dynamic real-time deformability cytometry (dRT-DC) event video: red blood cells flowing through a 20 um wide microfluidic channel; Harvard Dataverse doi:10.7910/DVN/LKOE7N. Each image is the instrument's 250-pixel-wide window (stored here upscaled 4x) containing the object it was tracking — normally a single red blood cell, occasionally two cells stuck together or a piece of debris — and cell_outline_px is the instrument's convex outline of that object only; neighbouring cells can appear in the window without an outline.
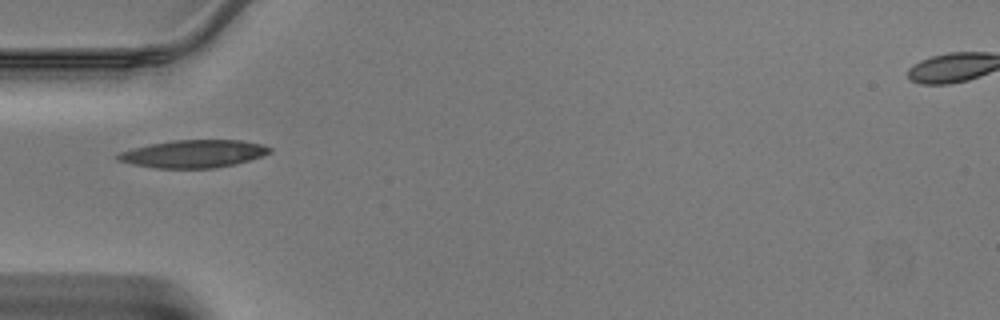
{"species": "Egyptian fruit bat (a non-hibernating species)", "species_latin": "Rousettus aegyptiacus", "temperature_condition": "warm", "stored_images_in_passage": 28, "camera_frame_rate_fps": 3000, "um_per_image_px": 0.085, "animal": {"sex": "male"}, "frame": {"image": 1, "passage_image": 1, "time_ms": 0.0, "image_size_px": [1000, 320], "cell_outline_px": [[272, 152], [236, 164], [216, 168], [156, 168], [132, 164], [116, 160], [116, 156], [120, 152], [132, 148], [152, 144], [176, 140], [240, 140], [260, 144], [272, 148]], "centroid_in_image_um": [16.44, 13.08], "position_along_channel_um": 68.6, "area_um2": 24.33}}
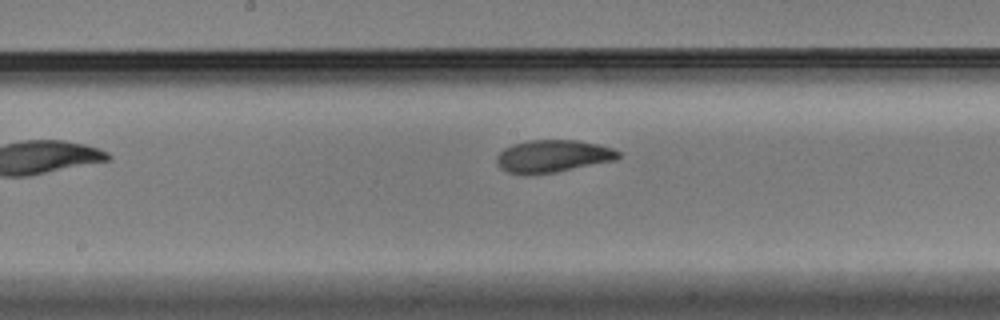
{"frame": {"image": 2, "passage_image": 10, "time_ms": 3.0, "image_size_px": [1000, 320], "cell_outline_px": [[620, 156], [616, 160], [556, 172], [524, 176], [508, 172], [500, 168], [496, 164], [496, 156], [504, 148], [512, 144], [528, 140], [576, 140], [600, 144], [612, 148], [620, 152]], "centroid_in_image_um": [46.96, 13.28], "position_along_channel_um": 201.2, "area_um2": 23.35}}
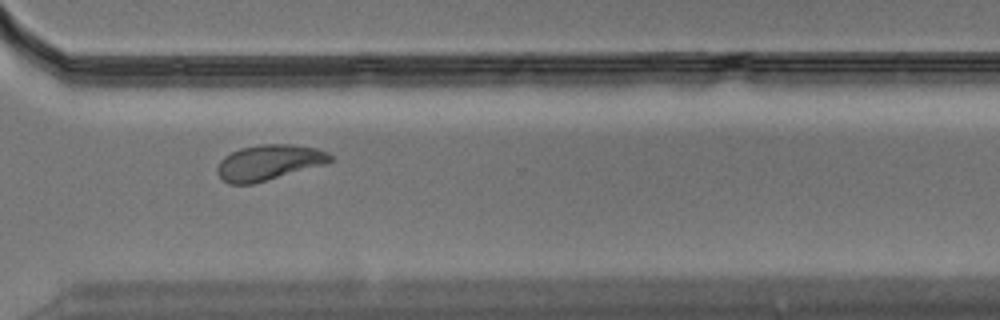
{"frame": {"image": 3, "passage_image": 20, "time_ms": 6.333, "image_size_px": [1000, 320], "cell_outline_px": [[332, 160], [328, 164], [252, 184], [228, 184], [216, 172], [216, 168], [220, 160], [224, 156], [240, 148], [260, 144], [292, 144], [316, 148], [328, 152], [332, 156]], "centroid_in_image_um": [22.87, 13.81], "position_along_channel_um": 347.7, "area_um2": 23.52}}